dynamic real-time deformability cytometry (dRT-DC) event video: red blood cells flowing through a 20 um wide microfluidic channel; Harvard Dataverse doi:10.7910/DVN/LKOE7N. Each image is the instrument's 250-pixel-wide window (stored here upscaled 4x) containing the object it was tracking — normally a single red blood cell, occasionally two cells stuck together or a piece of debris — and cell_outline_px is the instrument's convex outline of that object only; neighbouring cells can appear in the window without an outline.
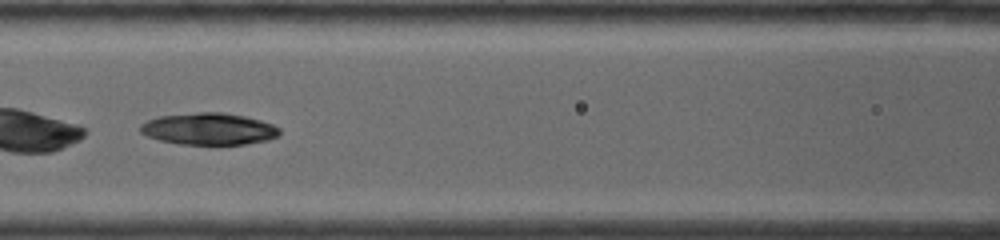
{"species": "common noctule bat (a hibernating species)", "species_latin": "Nyctalus noctula", "temperature_condition": "warm", "stored_images_in_passage": 25, "camera_frame_rate_fps": 4500, "um_per_image_px": 0.085, "animal": {"sex": "female", "body_mass_g": 19.0, "forearm_length_mm": 53.3}, "frame": {"image": 1, "passage_image": 8, "time_ms": 2.667, "image_size_px": [1000, 240], "cell_outline_px": [[280, 136], [268, 140], [248, 144], [180, 144], [160, 140], [148, 136], [140, 132], [140, 124], [148, 120], [160, 116], [196, 112], [224, 112], [244, 116], [260, 120], [272, 124], [280, 128]], "centroid_in_image_um": [17.78, 10.95], "position_along_channel_um": 148.8, "area_um2": 25.89}}